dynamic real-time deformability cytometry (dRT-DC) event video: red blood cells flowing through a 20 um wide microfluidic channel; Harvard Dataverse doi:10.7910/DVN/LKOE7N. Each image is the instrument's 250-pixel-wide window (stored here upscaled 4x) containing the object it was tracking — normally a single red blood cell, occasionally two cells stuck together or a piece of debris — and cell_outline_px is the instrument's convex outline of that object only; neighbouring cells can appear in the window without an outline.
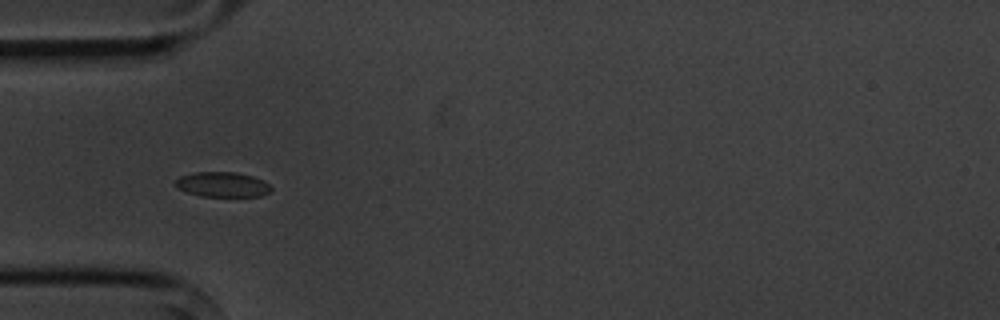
{"species": "common noctule bat (a hibernating species)", "species_latin": "Nyctalus noctula", "temperature_condition": "cold", "stored_images_in_passage": 13, "camera_frame_rate_fps": 3000, "um_per_image_px": 0.085, "animal": {"sex": "male", "body_mass_g": 20.1, "forearm_length_mm": 53.5}, "frame": {"image": 1, "passage_image": 3, "time_ms": 2.667, "image_size_px": [1000, 320], "cell_outline_px": [[272, 188], [268, 192], [260, 196], [200, 196], [176, 188], [172, 184], [180, 176], [196, 172], [236, 172], [252, 176], [268, 184]], "centroid_in_image_um": [18.84, 15.68], "position_along_channel_um": 66.2, "area_um2": 13.81}}
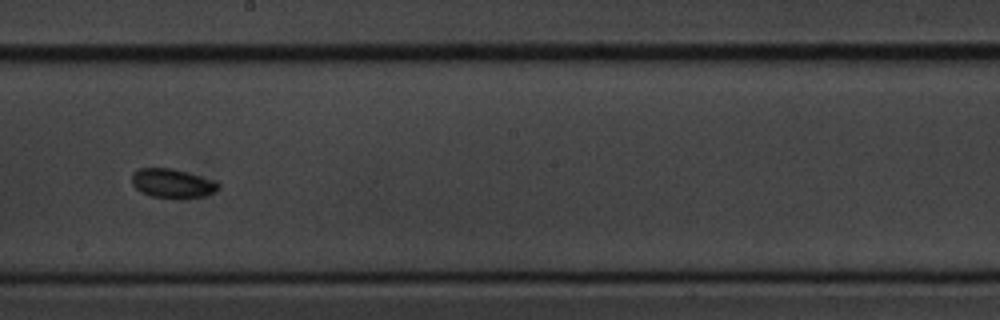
{"frame": {"image": 2, "passage_image": 7, "time_ms": 7.333, "image_size_px": [1000, 320], "cell_outline_px": [[220, 188], [204, 196], [184, 200], [176, 200], [152, 196], [140, 192], [132, 184], [132, 172], [140, 168], [172, 168], [216, 180], [220, 184]], "centroid_in_image_um": [14.67, 15.61], "position_along_channel_um": 233.5, "area_um2": 15.14}}
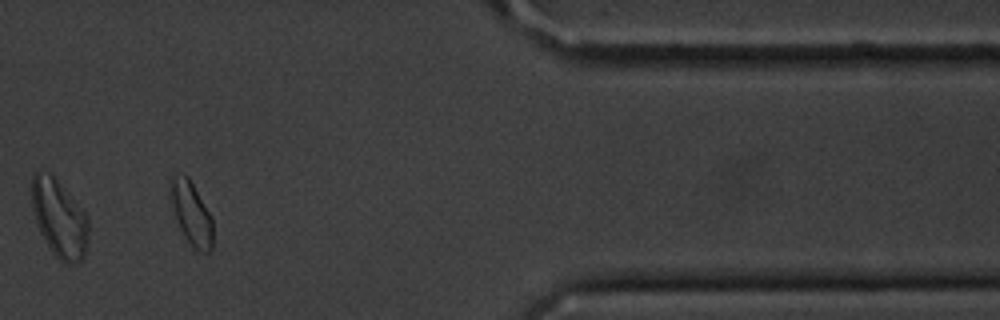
{"frame": {"image": 3, "passage_image": 11, "time_ms": 12.667, "image_size_px": [1000, 320], "cell_outline_px": [[212, 248], [208, 252], [200, 252], [192, 248], [180, 228], [172, 204], [172, 176], [188, 176], [212, 216]], "centroid_in_image_um": [16.32, 18.21], "position_along_channel_um": 395.1, "area_um2": 15.03}, "authors_computed_cell_mechanics": {"area_um2": 14.3922, "velocity_mm_per_s": 3.5939, "shape_relaxation_time_tau1_ms": 0.9982, "shape_relaxation_time_tau2_ms": null, "deformation_change_tau1": 0.0543, "deformation_change_tau2": null}}